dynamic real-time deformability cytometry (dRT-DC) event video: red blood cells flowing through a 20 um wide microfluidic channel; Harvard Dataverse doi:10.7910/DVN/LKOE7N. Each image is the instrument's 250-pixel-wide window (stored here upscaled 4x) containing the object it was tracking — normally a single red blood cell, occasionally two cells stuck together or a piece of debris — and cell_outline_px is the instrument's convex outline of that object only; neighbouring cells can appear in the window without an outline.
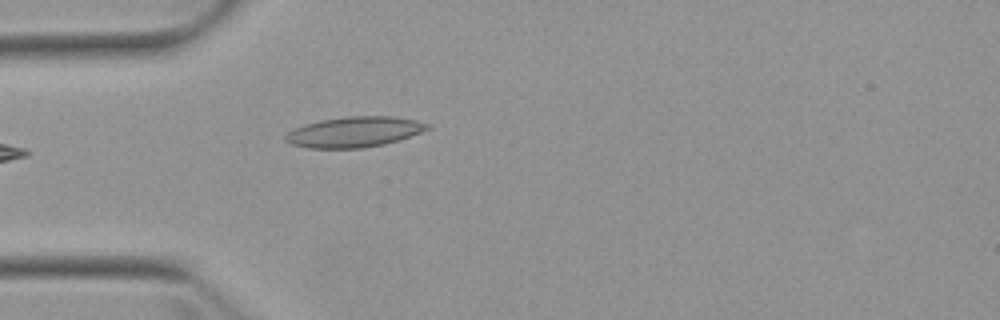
{"species": "Egyptian fruit bat (a non-hibernating species)", "species_latin": "Rousettus aegyptiacus", "temperature_condition": "warm", "stored_images_in_passage": 2, "camera_frame_rate_fps": 3000, "um_per_image_px": 0.085, "animal": {"sex": "female"}, "frame": {"image": 1, "passage_image": 2, "time_ms": 1.333, "image_size_px": [1000, 320], "cell_outline_px": [[428, 128], [420, 132], [384, 144], [360, 148], [308, 148], [292, 144], [284, 140], [284, 136], [288, 132], [304, 124], [320, 120], [344, 116], [392, 116], [416, 120], [428, 124]], "centroid_in_image_um": [30.05, 11.21], "position_along_channel_um": 54.9, "area_um2": 24.91}}